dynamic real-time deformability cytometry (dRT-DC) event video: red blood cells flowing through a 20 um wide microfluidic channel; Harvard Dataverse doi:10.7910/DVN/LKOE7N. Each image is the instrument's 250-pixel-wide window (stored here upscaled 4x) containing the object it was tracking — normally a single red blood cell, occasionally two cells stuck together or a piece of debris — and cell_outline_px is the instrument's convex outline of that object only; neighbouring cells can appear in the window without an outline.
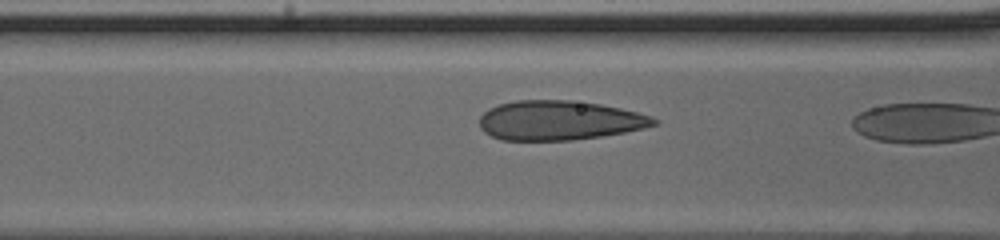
{"species": "human", "species_latin": "Homo sapiens", "temperature_condition": "cold", "stored_images_in_passage": 15, "camera_frame_rate_fps": 3000, "um_per_image_px": 0.085, "donor": {"sex": "male"}, "frame": {"image": 1, "passage_image": 14, "time_ms": 4.333, "image_size_px": [1000, 240], "cell_outline_px": [[660, 120], [656, 124], [644, 128], [624, 132], [600, 136], [572, 140], [500, 140], [484, 132], [480, 128], [480, 116], [488, 108], [500, 104], [516, 100], [572, 100], [600, 104], [620, 108], [652, 116]], "centroid_in_image_um": [47.53, 10.23], "position_along_channel_um": 119.1, "area_um2": 40.11}}